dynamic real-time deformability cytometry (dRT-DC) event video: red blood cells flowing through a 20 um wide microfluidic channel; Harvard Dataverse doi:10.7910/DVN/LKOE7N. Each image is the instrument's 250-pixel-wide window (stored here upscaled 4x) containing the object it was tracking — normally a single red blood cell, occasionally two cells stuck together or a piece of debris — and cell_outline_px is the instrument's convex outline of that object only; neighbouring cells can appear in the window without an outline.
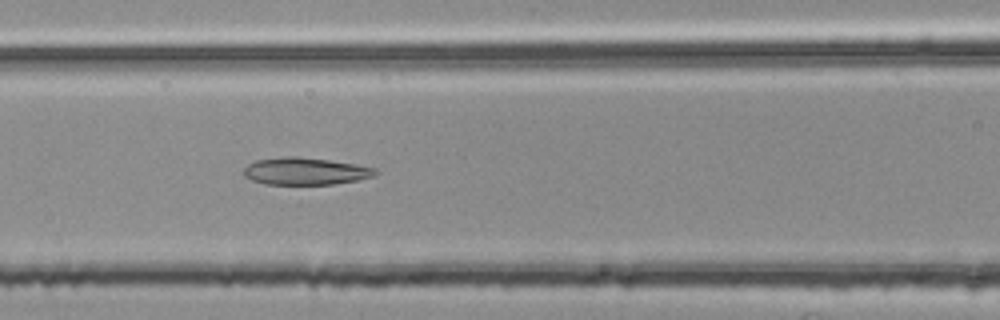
{"species": "common noctule bat (a hibernating species)", "species_latin": "Nyctalus noctula", "temperature_condition": "room temperature", "stored_images_in_passage": 48, "camera_frame_rate_fps": 3000, "um_per_image_px": 0.085, "animal": {"sex": "female", "body_mass_g": 25.1}, "frame": {"image": 1, "passage_image": 23, "time_ms": 7.333, "image_size_px": [1000, 320], "cell_outline_px": [[376, 172], [372, 176], [356, 180], [332, 184], [264, 184], [252, 180], [244, 176], [244, 168], [248, 164], [256, 160], [284, 156], [296, 156], [328, 160], [356, 164], [376, 168]], "centroid_in_image_um": [25.91, 14.54], "position_along_channel_um": 140.7, "area_um2": 20.69}}
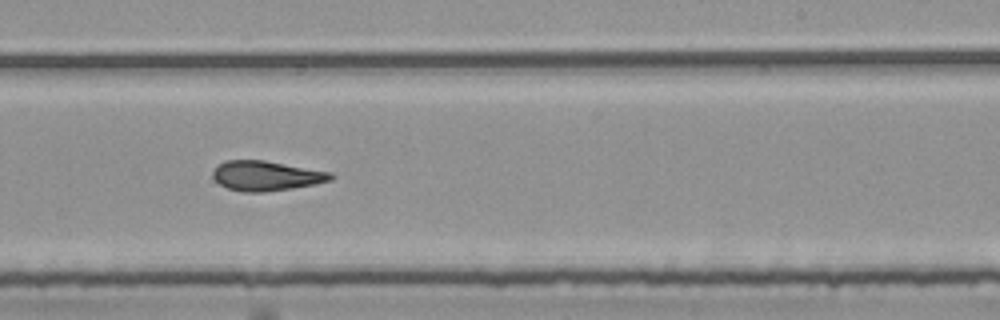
{"frame": {"image": 2, "passage_image": 33, "time_ms": 10.667, "image_size_px": [1000, 320], "cell_outline_px": [[336, 176], [332, 180], [316, 184], [292, 188], [260, 192], [244, 192], [228, 188], [220, 184], [212, 176], [212, 172], [224, 160], [264, 160], [332, 172]], "centroid_in_image_um": [22.67, 14.94], "position_along_channel_um": 266.3, "area_um2": 20.46}}
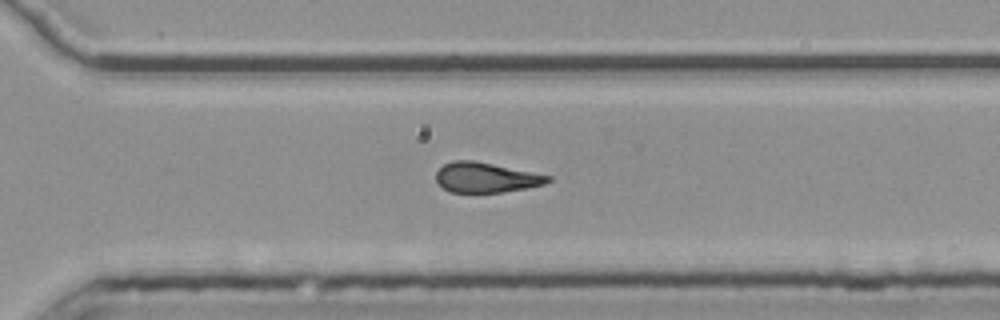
{"frame": {"image": 3, "passage_image": 38, "time_ms": 12.333, "image_size_px": [1000, 320], "cell_outline_px": [[552, 180], [544, 184], [504, 192], [452, 192], [444, 188], [436, 180], [436, 172], [444, 164], [452, 160], [472, 160], [552, 176]], "centroid_in_image_um": [41.3, 15.08], "position_along_channel_um": 329.3, "area_um2": 19.31}, "authors_computed_cell_mechanics": {"area_um2": 21.2704, "velocity_mm_per_s": 3.7912, "shape_relaxation_time_tau1_ms": null, "shape_relaxation_time_tau2_ms": 3.9261, "deformation_change_tau1": null, "deformation_change_tau2": 0.1434}}